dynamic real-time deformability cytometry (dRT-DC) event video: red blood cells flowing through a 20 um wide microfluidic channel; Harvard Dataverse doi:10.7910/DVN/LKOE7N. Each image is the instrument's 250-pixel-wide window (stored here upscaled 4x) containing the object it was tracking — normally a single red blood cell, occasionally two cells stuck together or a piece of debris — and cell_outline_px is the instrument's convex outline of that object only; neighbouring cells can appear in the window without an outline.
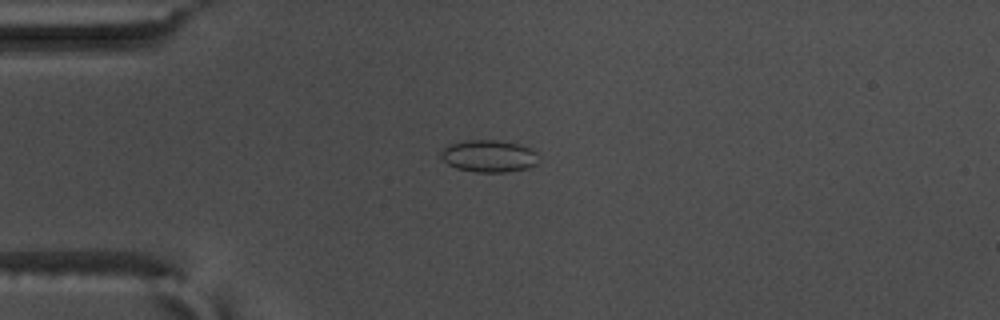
{"species": "common noctule bat (a hibernating species)", "species_latin": "Nyctalus noctula", "temperature_condition": "warm", "stored_images_in_passage": 56, "camera_frame_rate_fps": 3000, "um_per_image_px": 0.085, "animal": {"sex": "male", "body_mass_g": 17.5, "forearm_length_mm": 52.3}, "frame": {"image": 1, "passage_image": 15, "time_ms": 4.667, "image_size_px": [1000, 320], "cell_outline_px": [[536, 164], [528, 168], [504, 172], [476, 172], [456, 168], [448, 164], [440, 156], [440, 152], [448, 144], [464, 140], [496, 140], [516, 144], [532, 148], [536, 152]], "centroid_in_image_um": [41.52, 13.26], "position_along_channel_um": 43.5, "area_um2": 18.21}}
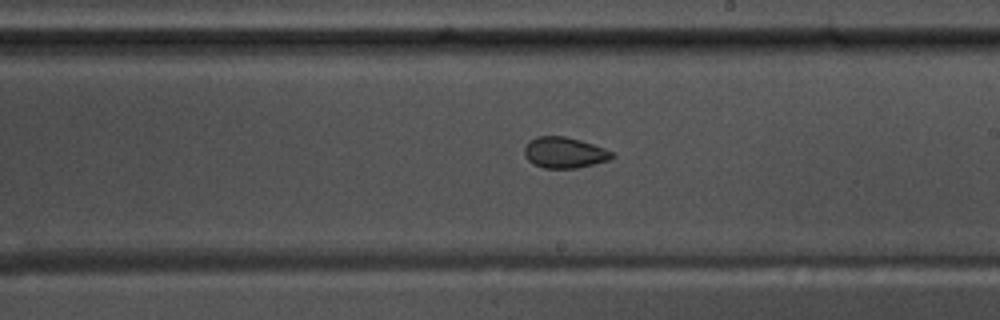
{"frame": {"image": 2, "passage_image": 33, "time_ms": 10.667, "image_size_px": [1000, 320], "cell_outline_px": [[616, 156], [608, 160], [576, 168], [544, 168], [532, 164], [524, 156], [524, 148], [536, 136], [564, 136], [580, 140], [604, 148], [612, 152]], "centroid_in_image_um": [47.96, 12.97], "position_along_channel_um": 241.0, "area_um2": 15.66}}
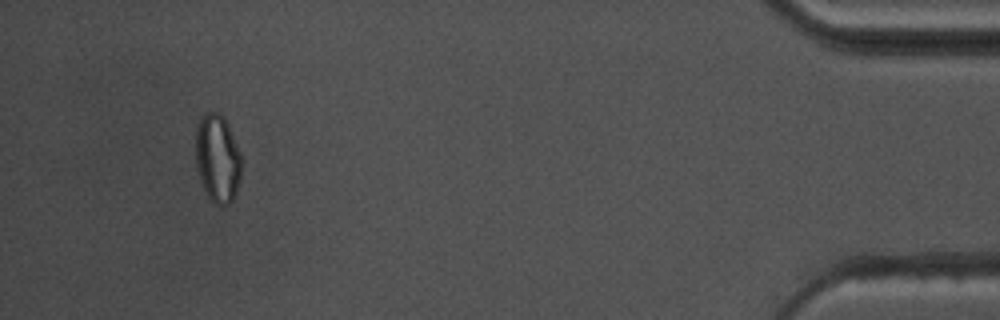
{"frame": {"image": 3, "passage_image": 53, "time_ms": 17.333, "image_size_px": [1000, 320], "cell_outline_px": [[240, 180], [236, 196], [224, 208], [212, 204], [200, 180], [196, 164], [196, 128], [200, 116], [204, 112], [216, 112], [224, 116], [228, 124], [240, 152]], "centroid_in_image_um": [18.48, 13.49], "position_along_channel_um": 416.7, "area_um2": 23.87}, "authors_computed_cell_mechanics": {"area_um2": 18.2359, "velocity_mm_per_s": 3.6693, "shape_relaxation_time_tau1_ms": null, "shape_relaxation_time_tau2_ms": 2.3575, "deformation_change_tau1": null, "deformation_change_tau2": 0.0606}}